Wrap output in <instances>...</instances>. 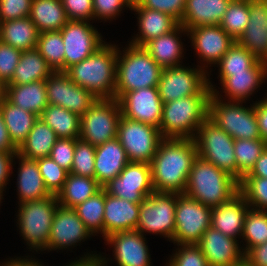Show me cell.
Wrapping results in <instances>:
<instances>
[{"label":"cell","instance_id":"cell-31","mask_svg":"<svg viewBox=\"0 0 267 266\" xmlns=\"http://www.w3.org/2000/svg\"><path fill=\"white\" fill-rule=\"evenodd\" d=\"M0 113L12 144L18 149L26 140L39 116L13 105L5 97L0 101Z\"/></svg>","mask_w":267,"mask_h":266},{"label":"cell","instance_id":"cell-12","mask_svg":"<svg viewBox=\"0 0 267 266\" xmlns=\"http://www.w3.org/2000/svg\"><path fill=\"white\" fill-rule=\"evenodd\" d=\"M212 209L185 194L176 193L173 244H197L211 227Z\"/></svg>","mask_w":267,"mask_h":266},{"label":"cell","instance_id":"cell-17","mask_svg":"<svg viewBox=\"0 0 267 266\" xmlns=\"http://www.w3.org/2000/svg\"><path fill=\"white\" fill-rule=\"evenodd\" d=\"M188 37L196 50L197 57L200 58L201 68L204 70L211 67L212 64L216 66L235 42L220 25L199 26L189 29Z\"/></svg>","mask_w":267,"mask_h":266},{"label":"cell","instance_id":"cell-57","mask_svg":"<svg viewBox=\"0 0 267 266\" xmlns=\"http://www.w3.org/2000/svg\"><path fill=\"white\" fill-rule=\"evenodd\" d=\"M244 263L247 266H267V242L252 247L244 255Z\"/></svg>","mask_w":267,"mask_h":266},{"label":"cell","instance_id":"cell-11","mask_svg":"<svg viewBox=\"0 0 267 266\" xmlns=\"http://www.w3.org/2000/svg\"><path fill=\"white\" fill-rule=\"evenodd\" d=\"M176 193L152 192L140 203L136 231L159 234L169 241L175 232Z\"/></svg>","mask_w":267,"mask_h":266},{"label":"cell","instance_id":"cell-63","mask_svg":"<svg viewBox=\"0 0 267 266\" xmlns=\"http://www.w3.org/2000/svg\"><path fill=\"white\" fill-rule=\"evenodd\" d=\"M5 97V84L0 80V101Z\"/></svg>","mask_w":267,"mask_h":266},{"label":"cell","instance_id":"cell-6","mask_svg":"<svg viewBox=\"0 0 267 266\" xmlns=\"http://www.w3.org/2000/svg\"><path fill=\"white\" fill-rule=\"evenodd\" d=\"M212 91L209 99L208 118L219 128L227 132L234 140L262 139L253 105L245 107L242 101L223 100V96L208 80ZM222 96V97H221ZM224 101V102H223ZM227 101V102H226Z\"/></svg>","mask_w":267,"mask_h":266},{"label":"cell","instance_id":"cell-38","mask_svg":"<svg viewBox=\"0 0 267 266\" xmlns=\"http://www.w3.org/2000/svg\"><path fill=\"white\" fill-rule=\"evenodd\" d=\"M105 189L101 188L93 196L74 207L86 229L92 234H102L104 240Z\"/></svg>","mask_w":267,"mask_h":266},{"label":"cell","instance_id":"cell-28","mask_svg":"<svg viewBox=\"0 0 267 266\" xmlns=\"http://www.w3.org/2000/svg\"><path fill=\"white\" fill-rule=\"evenodd\" d=\"M182 33L188 36V31L179 24L171 32L149 41L144 48L162 68L180 66L184 57V46L180 39Z\"/></svg>","mask_w":267,"mask_h":266},{"label":"cell","instance_id":"cell-21","mask_svg":"<svg viewBox=\"0 0 267 266\" xmlns=\"http://www.w3.org/2000/svg\"><path fill=\"white\" fill-rule=\"evenodd\" d=\"M249 17L236 42L262 60L267 55V0H249Z\"/></svg>","mask_w":267,"mask_h":266},{"label":"cell","instance_id":"cell-14","mask_svg":"<svg viewBox=\"0 0 267 266\" xmlns=\"http://www.w3.org/2000/svg\"><path fill=\"white\" fill-rule=\"evenodd\" d=\"M64 43V72L96 52L106 42L90 21L69 20L60 30Z\"/></svg>","mask_w":267,"mask_h":266},{"label":"cell","instance_id":"cell-13","mask_svg":"<svg viewBox=\"0 0 267 266\" xmlns=\"http://www.w3.org/2000/svg\"><path fill=\"white\" fill-rule=\"evenodd\" d=\"M117 139L130 162L150 164L163 137L158 128L121 116Z\"/></svg>","mask_w":267,"mask_h":266},{"label":"cell","instance_id":"cell-66","mask_svg":"<svg viewBox=\"0 0 267 266\" xmlns=\"http://www.w3.org/2000/svg\"><path fill=\"white\" fill-rule=\"evenodd\" d=\"M132 4L135 3L137 0H129Z\"/></svg>","mask_w":267,"mask_h":266},{"label":"cell","instance_id":"cell-61","mask_svg":"<svg viewBox=\"0 0 267 266\" xmlns=\"http://www.w3.org/2000/svg\"><path fill=\"white\" fill-rule=\"evenodd\" d=\"M17 152V148L12 144L8 130L5 126V123L2 118V114L0 113V152Z\"/></svg>","mask_w":267,"mask_h":266},{"label":"cell","instance_id":"cell-3","mask_svg":"<svg viewBox=\"0 0 267 266\" xmlns=\"http://www.w3.org/2000/svg\"><path fill=\"white\" fill-rule=\"evenodd\" d=\"M239 192V181L211 162L197 156L189 172L184 194L211 209Z\"/></svg>","mask_w":267,"mask_h":266},{"label":"cell","instance_id":"cell-1","mask_svg":"<svg viewBox=\"0 0 267 266\" xmlns=\"http://www.w3.org/2000/svg\"><path fill=\"white\" fill-rule=\"evenodd\" d=\"M197 156L193 139L163 138L150 163L154 191L184 194Z\"/></svg>","mask_w":267,"mask_h":266},{"label":"cell","instance_id":"cell-35","mask_svg":"<svg viewBox=\"0 0 267 266\" xmlns=\"http://www.w3.org/2000/svg\"><path fill=\"white\" fill-rule=\"evenodd\" d=\"M29 17L39 33L61 30L69 21L61 0H32Z\"/></svg>","mask_w":267,"mask_h":266},{"label":"cell","instance_id":"cell-52","mask_svg":"<svg viewBox=\"0 0 267 266\" xmlns=\"http://www.w3.org/2000/svg\"><path fill=\"white\" fill-rule=\"evenodd\" d=\"M77 139L58 138L52 147L50 157L69 173L73 164V156Z\"/></svg>","mask_w":267,"mask_h":266},{"label":"cell","instance_id":"cell-24","mask_svg":"<svg viewBox=\"0 0 267 266\" xmlns=\"http://www.w3.org/2000/svg\"><path fill=\"white\" fill-rule=\"evenodd\" d=\"M267 80V65L259 60L251 69L245 71L231 72L221 82V89L228 101H248L257 88Z\"/></svg>","mask_w":267,"mask_h":266},{"label":"cell","instance_id":"cell-26","mask_svg":"<svg viewBox=\"0 0 267 266\" xmlns=\"http://www.w3.org/2000/svg\"><path fill=\"white\" fill-rule=\"evenodd\" d=\"M125 149L117 138L96 146L95 179L103 188L116 178L129 163Z\"/></svg>","mask_w":267,"mask_h":266},{"label":"cell","instance_id":"cell-20","mask_svg":"<svg viewBox=\"0 0 267 266\" xmlns=\"http://www.w3.org/2000/svg\"><path fill=\"white\" fill-rule=\"evenodd\" d=\"M146 238L136 230L117 232L104 240L113 247L117 266H152Z\"/></svg>","mask_w":267,"mask_h":266},{"label":"cell","instance_id":"cell-43","mask_svg":"<svg viewBox=\"0 0 267 266\" xmlns=\"http://www.w3.org/2000/svg\"><path fill=\"white\" fill-rule=\"evenodd\" d=\"M249 0H231L219 24L235 41L249 23Z\"/></svg>","mask_w":267,"mask_h":266},{"label":"cell","instance_id":"cell-39","mask_svg":"<svg viewBox=\"0 0 267 266\" xmlns=\"http://www.w3.org/2000/svg\"><path fill=\"white\" fill-rule=\"evenodd\" d=\"M260 59H258L253 53L240 46L236 41L224 54L221 60L216 64L219 68L220 83L231 72L245 71V69H251Z\"/></svg>","mask_w":267,"mask_h":266},{"label":"cell","instance_id":"cell-45","mask_svg":"<svg viewBox=\"0 0 267 266\" xmlns=\"http://www.w3.org/2000/svg\"><path fill=\"white\" fill-rule=\"evenodd\" d=\"M95 152L96 146L78 138L76 140L73 164L70 173L77 176L95 178Z\"/></svg>","mask_w":267,"mask_h":266},{"label":"cell","instance_id":"cell-9","mask_svg":"<svg viewBox=\"0 0 267 266\" xmlns=\"http://www.w3.org/2000/svg\"><path fill=\"white\" fill-rule=\"evenodd\" d=\"M198 156L237 179L234 139L207 118L193 138Z\"/></svg>","mask_w":267,"mask_h":266},{"label":"cell","instance_id":"cell-7","mask_svg":"<svg viewBox=\"0 0 267 266\" xmlns=\"http://www.w3.org/2000/svg\"><path fill=\"white\" fill-rule=\"evenodd\" d=\"M58 205L57 195L19 204L17 226L22 239L33 253L34 250L37 253L47 251L50 228Z\"/></svg>","mask_w":267,"mask_h":266},{"label":"cell","instance_id":"cell-10","mask_svg":"<svg viewBox=\"0 0 267 266\" xmlns=\"http://www.w3.org/2000/svg\"><path fill=\"white\" fill-rule=\"evenodd\" d=\"M196 67L180 65L163 68L157 86L163 103L192 95L212 94L208 85V70L199 65Z\"/></svg>","mask_w":267,"mask_h":266},{"label":"cell","instance_id":"cell-51","mask_svg":"<svg viewBox=\"0 0 267 266\" xmlns=\"http://www.w3.org/2000/svg\"><path fill=\"white\" fill-rule=\"evenodd\" d=\"M94 10V20H115L124 10V7L131 8L129 0H92Z\"/></svg>","mask_w":267,"mask_h":266},{"label":"cell","instance_id":"cell-23","mask_svg":"<svg viewBox=\"0 0 267 266\" xmlns=\"http://www.w3.org/2000/svg\"><path fill=\"white\" fill-rule=\"evenodd\" d=\"M130 10L138 14V33L129 42L132 45L144 47L149 41L174 30L179 22L172 16L142 7L137 1L131 5Z\"/></svg>","mask_w":267,"mask_h":266},{"label":"cell","instance_id":"cell-54","mask_svg":"<svg viewBox=\"0 0 267 266\" xmlns=\"http://www.w3.org/2000/svg\"><path fill=\"white\" fill-rule=\"evenodd\" d=\"M144 8L158 10L175 18L179 24L185 9L186 0H137Z\"/></svg>","mask_w":267,"mask_h":266},{"label":"cell","instance_id":"cell-15","mask_svg":"<svg viewBox=\"0 0 267 266\" xmlns=\"http://www.w3.org/2000/svg\"><path fill=\"white\" fill-rule=\"evenodd\" d=\"M103 188L115 197L141 203L154 192L151 165L145 162H129L121 173Z\"/></svg>","mask_w":267,"mask_h":266},{"label":"cell","instance_id":"cell-50","mask_svg":"<svg viewBox=\"0 0 267 266\" xmlns=\"http://www.w3.org/2000/svg\"><path fill=\"white\" fill-rule=\"evenodd\" d=\"M22 51L0 41V80L7 85L17 67Z\"/></svg>","mask_w":267,"mask_h":266},{"label":"cell","instance_id":"cell-53","mask_svg":"<svg viewBox=\"0 0 267 266\" xmlns=\"http://www.w3.org/2000/svg\"><path fill=\"white\" fill-rule=\"evenodd\" d=\"M32 0H0V22L30 16Z\"/></svg>","mask_w":267,"mask_h":266},{"label":"cell","instance_id":"cell-2","mask_svg":"<svg viewBox=\"0 0 267 266\" xmlns=\"http://www.w3.org/2000/svg\"><path fill=\"white\" fill-rule=\"evenodd\" d=\"M117 45L101 46L89 57L69 67L65 73L77 85L97 98H115Z\"/></svg>","mask_w":267,"mask_h":266},{"label":"cell","instance_id":"cell-47","mask_svg":"<svg viewBox=\"0 0 267 266\" xmlns=\"http://www.w3.org/2000/svg\"><path fill=\"white\" fill-rule=\"evenodd\" d=\"M97 99L90 91L75 84L67 75V110L81 117Z\"/></svg>","mask_w":267,"mask_h":266},{"label":"cell","instance_id":"cell-56","mask_svg":"<svg viewBox=\"0 0 267 266\" xmlns=\"http://www.w3.org/2000/svg\"><path fill=\"white\" fill-rule=\"evenodd\" d=\"M17 152H0V190L7 187L8 181L10 180V175L13 174V161L15 160V155Z\"/></svg>","mask_w":267,"mask_h":266},{"label":"cell","instance_id":"cell-64","mask_svg":"<svg viewBox=\"0 0 267 266\" xmlns=\"http://www.w3.org/2000/svg\"><path fill=\"white\" fill-rule=\"evenodd\" d=\"M3 194H4V193H3V190H0V204H1V202H2L1 200L3 199Z\"/></svg>","mask_w":267,"mask_h":266},{"label":"cell","instance_id":"cell-49","mask_svg":"<svg viewBox=\"0 0 267 266\" xmlns=\"http://www.w3.org/2000/svg\"><path fill=\"white\" fill-rule=\"evenodd\" d=\"M48 104L58 105L66 109L67 74L62 71L53 72L46 80Z\"/></svg>","mask_w":267,"mask_h":266},{"label":"cell","instance_id":"cell-8","mask_svg":"<svg viewBox=\"0 0 267 266\" xmlns=\"http://www.w3.org/2000/svg\"><path fill=\"white\" fill-rule=\"evenodd\" d=\"M121 116L116 98H98L80 117L79 138L93 146L117 138Z\"/></svg>","mask_w":267,"mask_h":266},{"label":"cell","instance_id":"cell-62","mask_svg":"<svg viewBox=\"0 0 267 266\" xmlns=\"http://www.w3.org/2000/svg\"><path fill=\"white\" fill-rule=\"evenodd\" d=\"M28 256L23 257H14L6 262H1L0 266H45L44 263L39 262L37 259H34L32 256L31 258ZM42 263V264H41ZM47 266V265H46Z\"/></svg>","mask_w":267,"mask_h":266},{"label":"cell","instance_id":"cell-65","mask_svg":"<svg viewBox=\"0 0 267 266\" xmlns=\"http://www.w3.org/2000/svg\"><path fill=\"white\" fill-rule=\"evenodd\" d=\"M264 63L267 65V55L262 59Z\"/></svg>","mask_w":267,"mask_h":266},{"label":"cell","instance_id":"cell-22","mask_svg":"<svg viewBox=\"0 0 267 266\" xmlns=\"http://www.w3.org/2000/svg\"><path fill=\"white\" fill-rule=\"evenodd\" d=\"M249 209L247 201L238 192L228 201L212 209L211 227L225 236L241 239L245 216Z\"/></svg>","mask_w":267,"mask_h":266},{"label":"cell","instance_id":"cell-48","mask_svg":"<svg viewBox=\"0 0 267 266\" xmlns=\"http://www.w3.org/2000/svg\"><path fill=\"white\" fill-rule=\"evenodd\" d=\"M166 266H208L202 250L197 244H178ZM178 250V251H177Z\"/></svg>","mask_w":267,"mask_h":266},{"label":"cell","instance_id":"cell-46","mask_svg":"<svg viewBox=\"0 0 267 266\" xmlns=\"http://www.w3.org/2000/svg\"><path fill=\"white\" fill-rule=\"evenodd\" d=\"M36 160L46 189L52 195H57L63 189L69 172L59 166L50 156Z\"/></svg>","mask_w":267,"mask_h":266},{"label":"cell","instance_id":"cell-55","mask_svg":"<svg viewBox=\"0 0 267 266\" xmlns=\"http://www.w3.org/2000/svg\"><path fill=\"white\" fill-rule=\"evenodd\" d=\"M68 20H94L92 0H61Z\"/></svg>","mask_w":267,"mask_h":266},{"label":"cell","instance_id":"cell-30","mask_svg":"<svg viewBox=\"0 0 267 266\" xmlns=\"http://www.w3.org/2000/svg\"><path fill=\"white\" fill-rule=\"evenodd\" d=\"M5 98L13 105L40 116L48 106L45 80L23 85H5Z\"/></svg>","mask_w":267,"mask_h":266},{"label":"cell","instance_id":"cell-29","mask_svg":"<svg viewBox=\"0 0 267 266\" xmlns=\"http://www.w3.org/2000/svg\"><path fill=\"white\" fill-rule=\"evenodd\" d=\"M15 158L19 161L16 184L18 204L51 196L40 174L37 160L27 159L18 154Z\"/></svg>","mask_w":267,"mask_h":266},{"label":"cell","instance_id":"cell-25","mask_svg":"<svg viewBox=\"0 0 267 266\" xmlns=\"http://www.w3.org/2000/svg\"><path fill=\"white\" fill-rule=\"evenodd\" d=\"M140 203L110 195L105 190L104 239L111 234L136 230Z\"/></svg>","mask_w":267,"mask_h":266},{"label":"cell","instance_id":"cell-4","mask_svg":"<svg viewBox=\"0 0 267 266\" xmlns=\"http://www.w3.org/2000/svg\"><path fill=\"white\" fill-rule=\"evenodd\" d=\"M118 46L115 98L119 100L126 92L158 86L163 68L149 52L130 43L123 51Z\"/></svg>","mask_w":267,"mask_h":266},{"label":"cell","instance_id":"cell-37","mask_svg":"<svg viewBox=\"0 0 267 266\" xmlns=\"http://www.w3.org/2000/svg\"><path fill=\"white\" fill-rule=\"evenodd\" d=\"M39 117L53 129L58 138H79L80 116L78 114L61 106L48 104Z\"/></svg>","mask_w":267,"mask_h":266},{"label":"cell","instance_id":"cell-40","mask_svg":"<svg viewBox=\"0 0 267 266\" xmlns=\"http://www.w3.org/2000/svg\"><path fill=\"white\" fill-rule=\"evenodd\" d=\"M267 147L263 139H237L234 140V154L237 163V180L246 175L256 163L261 153Z\"/></svg>","mask_w":267,"mask_h":266},{"label":"cell","instance_id":"cell-42","mask_svg":"<svg viewBox=\"0 0 267 266\" xmlns=\"http://www.w3.org/2000/svg\"><path fill=\"white\" fill-rule=\"evenodd\" d=\"M244 255L252 248L267 242V211L249 209L244 220L242 240Z\"/></svg>","mask_w":267,"mask_h":266},{"label":"cell","instance_id":"cell-60","mask_svg":"<svg viewBox=\"0 0 267 266\" xmlns=\"http://www.w3.org/2000/svg\"><path fill=\"white\" fill-rule=\"evenodd\" d=\"M243 177H263L267 178V147L261 153L260 157L256 160V163L252 169Z\"/></svg>","mask_w":267,"mask_h":266},{"label":"cell","instance_id":"cell-27","mask_svg":"<svg viewBox=\"0 0 267 266\" xmlns=\"http://www.w3.org/2000/svg\"><path fill=\"white\" fill-rule=\"evenodd\" d=\"M231 0H186L182 22L187 31L199 26L219 25Z\"/></svg>","mask_w":267,"mask_h":266},{"label":"cell","instance_id":"cell-34","mask_svg":"<svg viewBox=\"0 0 267 266\" xmlns=\"http://www.w3.org/2000/svg\"><path fill=\"white\" fill-rule=\"evenodd\" d=\"M57 139L53 129L39 117L26 140L17 149V154L34 160L48 157Z\"/></svg>","mask_w":267,"mask_h":266},{"label":"cell","instance_id":"cell-33","mask_svg":"<svg viewBox=\"0 0 267 266\" xmlns=\"http://www.w3.org/2000/svg\"><path fill=\"white\" fill-rule=\"evenodd\" d=\"M53 72L39 50L33 48L22 52L12 79L7 85H23L46 80Z\"/></svg>","mask_w":267,"mask_h":266},{"label":"cell","instance_id":"cell-44","mask_svg":"<svg viewBox=\"0 0 267 266\" xmlns=\"http://www.w3.org/2000/svg\"><path fill=\"white\" fill-rule=\"evenodd\" d=\"M239 192L251 209L267 211V178L242 177Z\"/></svg>","mask_w":267,"mask_h":266},{"label":"cell","instance_id":"cell-16","mask_svg":"<svg viewBox=\"0 0 267 266\" xmlns=\"http://www.w3.org/2000/svg\"><path fill=\"white\" fill-rule=\"evenodd\" d=\"M118 101L122 116L160 128L163 101L157 86L126 92Z\"/></svg>","mask_w":267,"mask_h":266},{"label":"cell","instance_id":"cell-41","mask_svg":"<svg viewBox=\"0 0 267 266\" xmlns=\"http://www.w3.org/2000/svg\"><path fill=\"white\" fill-rule=\"evenodd\" d=\"M54 72H64V43L61 31L39 33L36 47Z\"/></svg>","mask_w":267,"mask_h":266},{"label":"cell","instance_id":"cell-19","mask_svg":"<svg viewBox=\"0 0 267 266\" xmlns=\"http://www.w3.org/2000/svg\"><path fill=\"white\" fill-rule=\"evenodd\" d=\"M238 241L209 227L197 245L202 250L208 266H241L244 264V253Z\"/></svg>","mask_w":267,"mask_h":266},{"label":"cell","instance_id":"cell-18","mask_svg":"<svg viewBox=\"0 0 267 266\" xmlns=\"http://www.w3.org/2000/svg\"><path fill=\"white\" fill-rule=\"evenodd\" d=\"M91 236L74 208L58 205L50 228L47 251L76 247L77 243L84 242Z\"/></svg>","mask_w":267,"mask_h":266},{"label":"cell","instance_id":"cell-36","mask_svg":"<svg viewBox=\"0 0 267 266\" xmlns=\"http://www.w3.org/2000/svg\"><path fill=\"white\" fill-rule=\"evenodd\" d=\"M102 187L95 178L69 173L63 189L57 194L59 205L74 208L93 196Z\"/></svg>","mask_w":267,"mask_h":266},{"label":"cell","instance_id":"cell-5","mask_svg":"<svg viewBox=\"0 0 267 266\" xmlns=\"http://www.w3.org/2000/svg\"><path fill=\"white\" fill-rule=\"evenodd\" d=\"M211 95H192L163 103L160 133L163 138L193 139L208 118Z\"/></svg>","mask_w":267,"mask_h":266},{"label":"cell","instance_id":"cell-58","mask_svg":"<svg viewBox=\"0 0 267 266\" xmlns=\"http://www.w3.org/2000/svg\"><path fill=\"white\" fill-rule=\"evenodd\" d=\"M254 103L255 115L262 139L267 142V94Z\"/></svg>","mask_w":267,"mask_h":266},{"label":"cell","instance_id":"cell-59","mask_svg":"<svg viewBox=\"0 0 267 266\" xmlns=\"http://www.w3.org/2000/svg\"><path fill=\"white\" fill-rule=\"evenodd\" d=\"M92 253V254H91ZM84 254V256L80 257L77 260L71 261L66 266H108V262H110L105 256H102L101 253L97 254L96 252L93 254L92 252Z\"/></svg>","mask_w":267,"mask_h":266},{"label":"cell","instance_id":"cell-32","mask_svg":"<svg viewBox=\"0 0 267 266\" xmlns=\"http://www.w3.org/2000/svg\"><path fill=\"white\" fill-rule=\"evenodd\" d=\"M39 31L30 17L0 22V41L20 51L37 47Z\"/></svg>","mask_w":267,"mask_h":266}]
</instances>
